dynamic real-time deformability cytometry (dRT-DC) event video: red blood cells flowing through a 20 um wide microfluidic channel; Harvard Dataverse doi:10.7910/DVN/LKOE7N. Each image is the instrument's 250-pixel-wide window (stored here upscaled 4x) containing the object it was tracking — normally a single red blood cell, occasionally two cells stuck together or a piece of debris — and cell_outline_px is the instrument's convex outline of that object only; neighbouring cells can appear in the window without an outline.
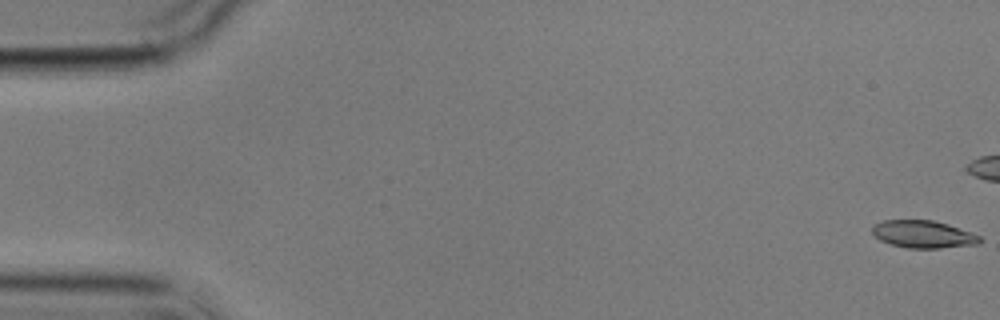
{"species": "common noctule bat (a hibernating species)", "species_latin": "Nyctalus noctula", "temperature_condition": "cold", "stored_images_in_passage": 9, "camera_frame_rate_fps": 3000, "um_per_image_px": 0.085, "animal": {"sex": "male", "body_mass_g": 17.9}, "frame": {"image": 1, "passage_image": 1, "time_ms": 0.0, "image_size_px": [1000, 320], "cell_outline_px": [[984, 240], [980, 244], [940, 248], [908, 248], [892, 244], [880, 240], [872, 232], [872, 224], [884, 220], [932, 220], [948, 224], [980, 236]], "centroid_in_image_um": [78.49, 19.91], "position_along_channel_um": 6.5, "area_um2": 17.22}}
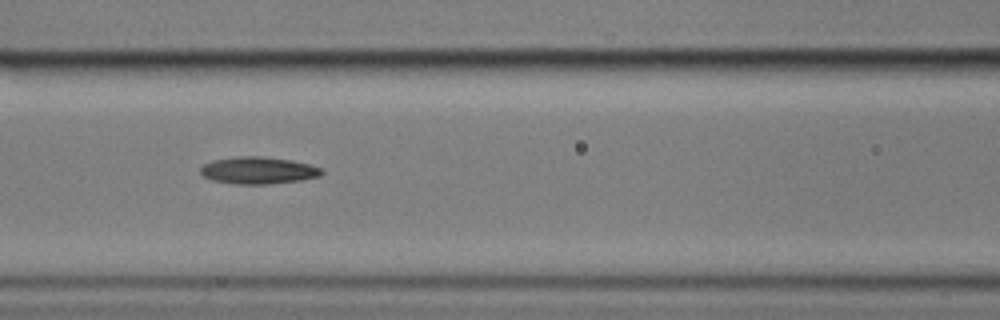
{"frame": {"image": 2, "passage_image": 8, "time_ms": 9.333, "image_size_px": [1000, 320], "cell_outline_px": [[324, 172], [320, 176], [300, 180], [268, 184], [236, 184], [212, 180], [204, 176], [200, 172], [200, 168], [204, 164], [212, 160], [236, 156], [264, 156], [292, 160], [308, 164], [320, 168]], "centroid_in_image_um": [21.93, 14.47], "position_along_channel_um": 144.7, "area_um2": 19.13}}
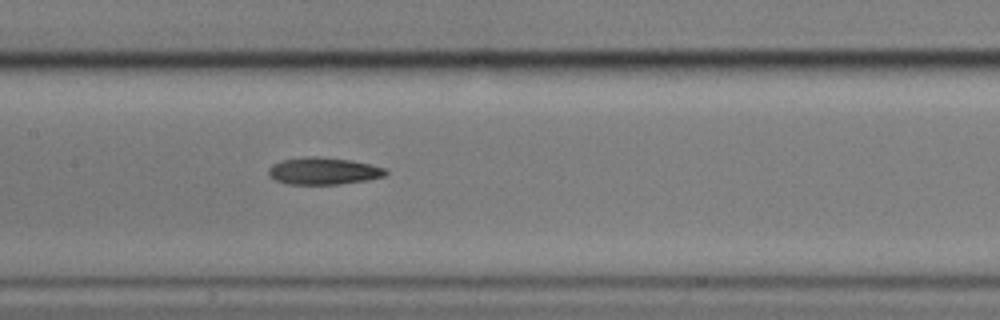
{"frame": {"image": 3, "passage_image": 9, "time_ms": 10.333, "image_size_px": [1000, 320], "cell_outline_px": [[388, 172], [384, 176], [368, 180], [340, 184], [288, 184], [276, 180], [268, 176], [268, 168], [272, 164], [284, 160], [304, 156], [320, 156], [352, 160], [384, 168]], "centroid_in_image_um": [27.47, 14.53], "position_along_channel_um": 179.9, "area_um2": 18.55}}